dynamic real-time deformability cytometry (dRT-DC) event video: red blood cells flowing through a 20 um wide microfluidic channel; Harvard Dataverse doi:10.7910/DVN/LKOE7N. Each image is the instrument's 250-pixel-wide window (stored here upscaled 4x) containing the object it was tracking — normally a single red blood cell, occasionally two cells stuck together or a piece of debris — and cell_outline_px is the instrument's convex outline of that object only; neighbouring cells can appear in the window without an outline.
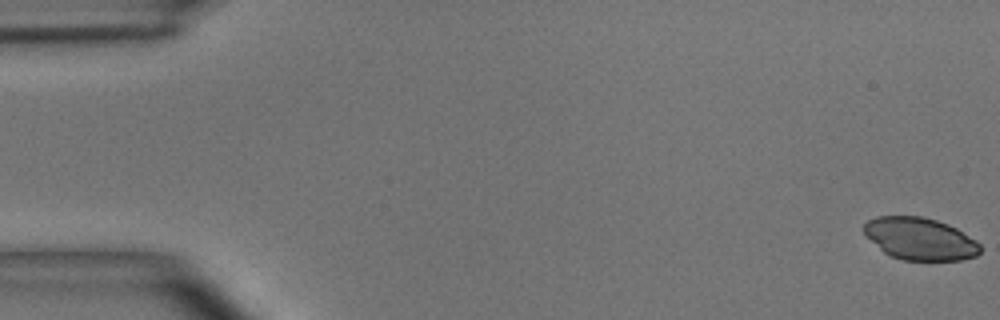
{"species": "common noctule bat (a hibernating species)", "species_latin": "Nyctalus noctula", "temperature_condition": "room temperature", "stored_images_in_passage": 51, "camera_frame_rate_fps": 3000, "um_per_image_px": 0.085, "animal": {"sex": "male", "body_mass_g": 15.6}, "frame": {"image": 1, "passage_image": 1, "time_ms": 0.0, "image_size_px": [1000, 320], "cell_outline_px": [[980, 252], [976, 256], [960, 260], [904, 260], [892, 256], [884, 252], [864, 232], [864, 224], [868, 220], [876, 216], [924, 216], [948, 224], [956, 228], [976, 240], [980, 244]], "centroid_in_image_um": [78.22, 20.29], "position_along_channel_um": 6.8, "area_um2": 28.44}}